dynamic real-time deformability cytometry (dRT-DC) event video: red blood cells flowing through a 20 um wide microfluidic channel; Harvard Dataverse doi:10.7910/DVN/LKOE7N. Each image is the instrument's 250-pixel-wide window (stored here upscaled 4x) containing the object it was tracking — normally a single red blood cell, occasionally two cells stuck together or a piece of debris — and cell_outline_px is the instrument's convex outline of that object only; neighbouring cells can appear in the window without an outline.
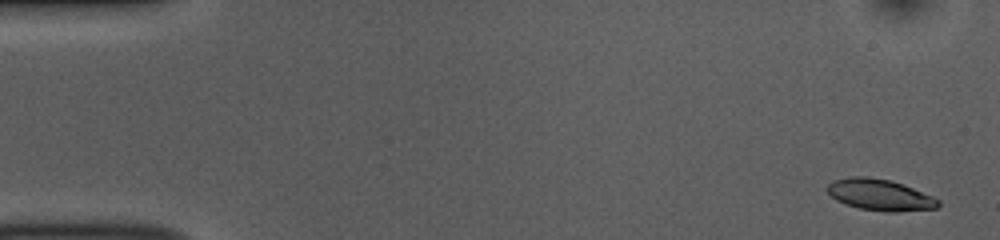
{"species": "common noctule bat (a hibernating species)", "species_latin": "Nyctalus noctula", "temperature_condition": "room temperature", "stored_images_in_passage": 52, "camera_frame_rate_fps": 3000, "um_per_image_px": 0.085, "animal": {"sex": "female", "body_mass_g": 10.0, "forearm_length_mm": 53.1}, "frame": {"image": 1, "passage_image": 2, "time_ms": 0.333, "image_size_px": [1000, 240], "cell_outline_px": [[940, 204], [936, 208], [896, 212], [884, 212], [860, 208], [836, 200], [824, 188], [832, 180], [848, 176], [868, 176], [892, 180], [904, 184], [932, 196], [940, 200]], "centroid_in_image_um": [74.78, 16.54], "position_along_channel_um": 10.2, "area_um2": 20.46}}
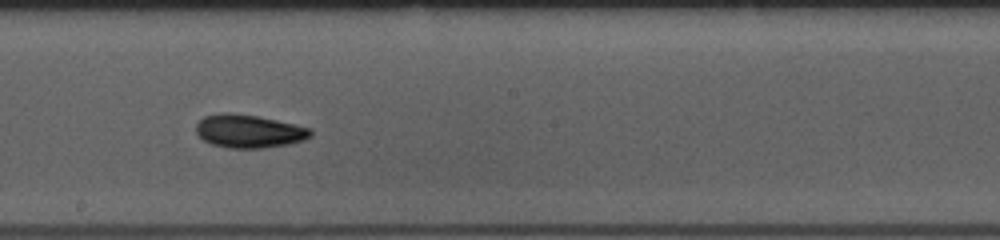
{"frame": {"image": 2, "passage_image": 29, "time_ms": 9.333, "image_size_px": [1000, 240], "cell_outline_px": [[312, 136], [304, 140], [288, 144], [264, 148], [228, 148], [212, 144], [204, 140], [196, 132], [196, 124], [204, 116], [224, 112], [232, 112], [256, 116], [276, 120], [312, 128]], "centroid_in_image_um": [21.17, 11.15], "position_along_channel_um": 227.0, "area_um2": 22.2}}
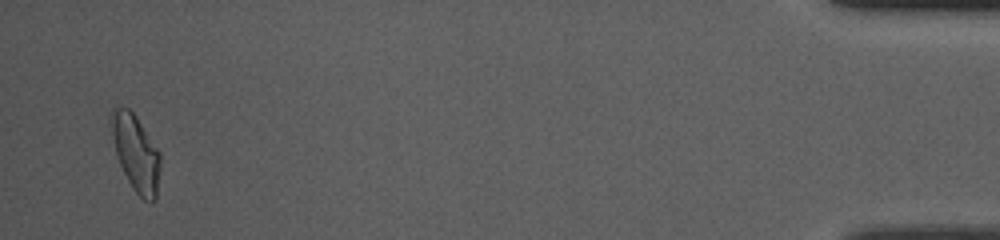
{"frame": {"image": 3, "passage_image": 51, "time_ms": 16.667, "image_size_px": [1000, 240], "cell_outline_px": [[160, 168], [156, 200], [152, 204], [144, 200], [132, 188], [120, 164], [116, 152], [108, 116], [112, 108], [116, 104], [128, 108], [136, 116], [160, 152]], "centroid_in_image_um": [11.54, 12.97], "position_along_channel_um": 423.7, "area_um2": 22.02}, "authors_computed_cell_mechanics": {"area_um2": 21.0103, "velocity_mm_per_s": 3.7992, "shape_relaxation_time_tau1_ms": 4.6243, "shape_relaxation_time_tau2_ms": 4.4201, "deformation_change_tau1": 0.1479, "deformation_change_tau2": 0.096}}